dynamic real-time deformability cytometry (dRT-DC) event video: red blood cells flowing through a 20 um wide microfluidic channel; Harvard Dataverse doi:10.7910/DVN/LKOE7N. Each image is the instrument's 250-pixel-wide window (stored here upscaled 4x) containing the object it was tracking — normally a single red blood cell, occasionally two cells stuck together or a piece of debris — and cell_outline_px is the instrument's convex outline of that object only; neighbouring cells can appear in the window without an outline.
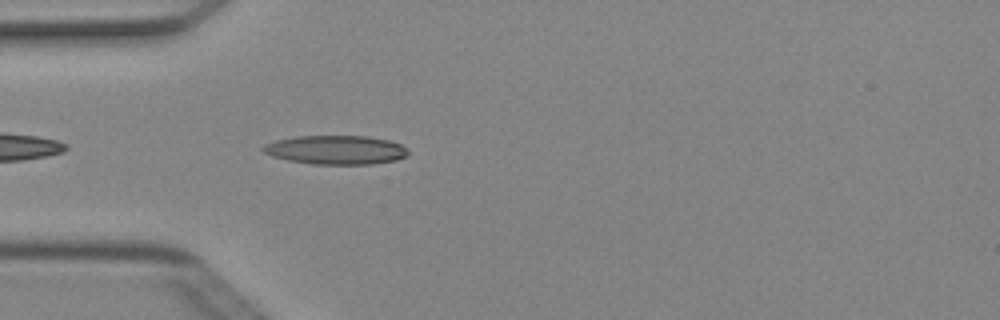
{"species": "Egyptian fruit bat (a non-hibernating species)", "species_latin": "Rousettus aegyptiacus", "temperature_condition": "cold", "stored_images_in_passage": 4, "camera_frame_rate_fps": 3000, "um_per_image_px": 0.085, "animal": {"sex": "female"}, "frame": {"image": 1, "passage_image": 4, "time_ms": 1.0, "image_size_px": [1000, 320], "cell_outline_px": [[408, 156], [396, 160], [372, 164], [312, 164], [288, 160], [272, 156], [264, 152], [260, 148], [264, 144], [276, 140], [296, 136], [368, 136], [388, 140], [400, 144], [408, 148]], "centroid_in_image_um": [28.56, 12.74], "position_along_channel_um": 56.4, "area_um2": 24.57}}